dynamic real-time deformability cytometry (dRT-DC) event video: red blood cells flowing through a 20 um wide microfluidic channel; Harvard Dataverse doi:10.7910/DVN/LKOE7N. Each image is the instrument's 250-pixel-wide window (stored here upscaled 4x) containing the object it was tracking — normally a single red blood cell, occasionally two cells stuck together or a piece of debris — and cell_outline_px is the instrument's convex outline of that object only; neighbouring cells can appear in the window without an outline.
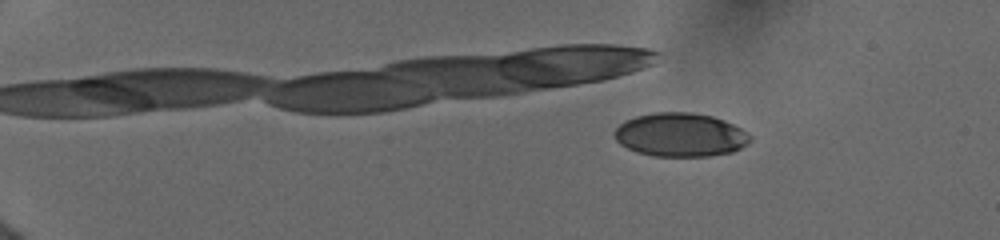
{"species": "human", "species_latin": "Homo sapiens", "temperature_condition": "cold", "stored_images_in_passage": 57, "camera_frame_rate_fps": 3000, "um_per_image_px": 0.085, "donor": {"sex": "female"}, "frame": {"image": 1, "passage_image": 11, "time_ms": 3.0, "image_size_px": [1000, 240], "cell_outline_px": [[752, 140], [748, 144], [732, 152], [708, 156], [652, 156], [636, 152], [620, 144], [616, 140], [612, 132], [624, 120], [636, 116], [652, 112], [688, 112], [712, 116], [724, 120], [748, 132], [752, 136]], "centroid_in_image_um": [57.82, 11.46], "position_along_channel_um": 27.2, "area_um2": 34.8}}
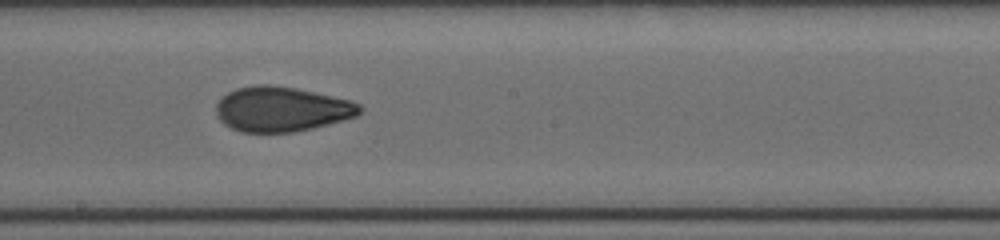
{"frame": {"image": 2, "passage_image": 35, "time_ms": 11.0, "image_size_px": [1000, 240], "cell_outline_px": [[364, 108], [356, 116], [328, 124], [296, 132], [240, 132], [224, 124], [216, 116], [216, 104], [228, 92], [236, 88], [256, 84], [268, 84], [296, 88], [352, 100], [360, 104]], "centroid_in_image_um": [23.94, 9.27], "position_along_channel_um": 224.3, "area_um2": 37.69}}
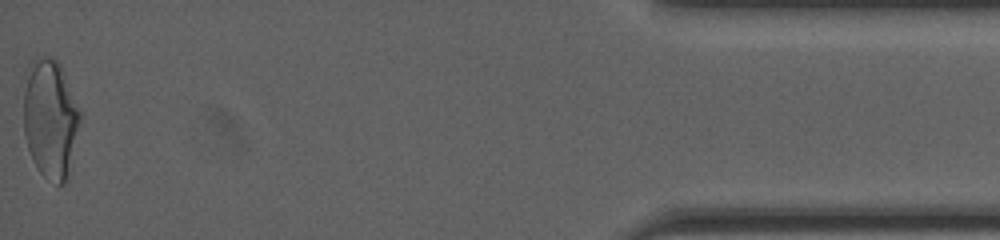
{"frame": {"image": 3, "passage_image": 57, "time_ms": 18.0, "image_size_px": [1000, 240], "cell_outline_px": [[80, 120], [68, 180], [64, 184], [56, 184], [44, 176], [40, 172], [32, 160], [28, 148], [24, 132], [24, 68], [32, 60], [44, 56], [48, 56], [56, 60], [60, 64], [64, 72], [80, 112]], "centroid_in_image_um": [4.25, 10.07], "position_along_channel_um": 430.9, "area_um2": 39.54}, "authors_computed_cell_mechanics": {"area_um2": 36.3562, "velocity_mm_per_s": 3.9618, "shape_relaxation_time_tau1_ms": 5.7883, "shape_relaxation_time_tau2_ms": 1.4353, "deformation_change_tau1": 0.1615, "deformation_change_tau2": 0.0663}}